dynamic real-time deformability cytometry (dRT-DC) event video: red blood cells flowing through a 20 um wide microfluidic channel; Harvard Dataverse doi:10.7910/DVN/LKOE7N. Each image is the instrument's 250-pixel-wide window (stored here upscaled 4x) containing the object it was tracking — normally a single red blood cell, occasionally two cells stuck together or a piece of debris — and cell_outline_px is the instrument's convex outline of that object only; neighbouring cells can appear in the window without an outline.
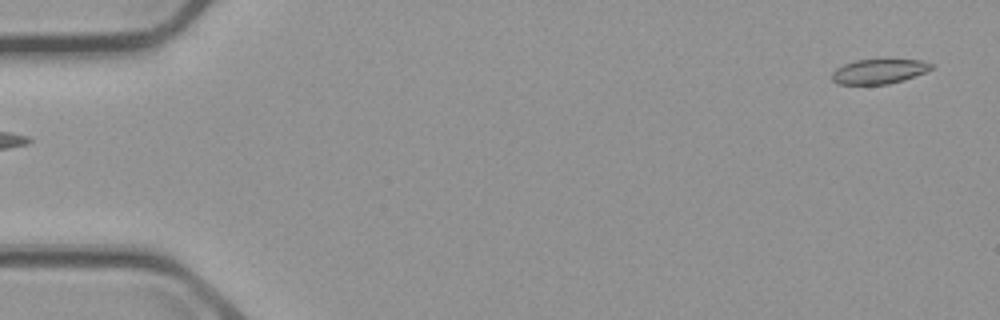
{"species": "common noctule bat (a hibernating species)", "species_latin": "Nyctalus noctula", "temperature_condition": "cold", "stored_images_in_passage": 4, "camera_frame_rate_fps": 3000, "um_per_image_px": 0.085, "animal": {"sex": "male", "body_mass_g": 23.1, "forearm_length_mm": 52.7}, "frame": {"image": 1, "passage_image": 1, "time_ms": 0.0, "image_size_px": [1000, 320], "cell_outline_px": [[932, 68], [924, 72], [904, 80], [888, 84], [836, 84], [832, 80], [832, 72], [836, 68], [844, 64], [856, 60], [920, 60], [932, 64]], "centroid_in_image_um": [74.66, 6.08], "position_along_channel_um": 10.3, "area_um2": 14.1}}